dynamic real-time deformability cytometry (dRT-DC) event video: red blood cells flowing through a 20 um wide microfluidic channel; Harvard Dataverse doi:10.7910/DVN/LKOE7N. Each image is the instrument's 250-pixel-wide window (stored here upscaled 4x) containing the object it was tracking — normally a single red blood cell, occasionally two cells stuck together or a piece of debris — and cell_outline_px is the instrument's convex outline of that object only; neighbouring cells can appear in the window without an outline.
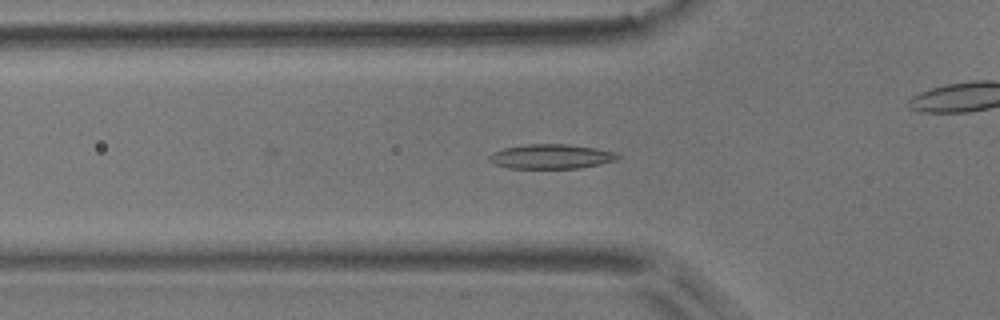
{"species": "common noctule bat (a hibernating species)", "species_latin": "Nyctalus noctula", "temperature_condition": "room temperature", "stored_images_in_passage": 53, "camera_frame_rate_fps": 3000, "um_per_image_px": 0.085, "animal": {"sex": "male", "body_mass_g": 17.9}, "frame": {"image": 1, "passage_image": 15, "time_ms": 4.667, "image_size_px": [1000, 320], "cell_outline_px": [[620, 156], [616, 160], [600, 164], [580, 168], [508, 168], [496, 164], [488, 160], [488, 156], [492, 152], [504, 148], [528, 144], [568, 144], [596, 148], [616, 152]], "centroid_in_image_um": [46.85, 13.3], "position_along_channel_um": 79.0, "area_um2": 18.38}}
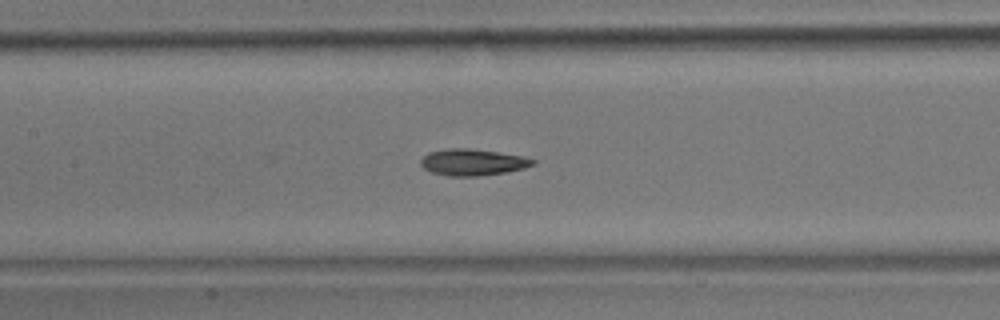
{"frame": {"image": 2, "passage_image": 22, "time_ms": 7.0, "image_size_px": [1000, 320], "cell_outline_px": [[536, 164], [524, 168], [508, 172], [476, 176], [448, 176], [432, 172], [424, 168], [420, 164], [420, 160], [428, 152], [448, 148], [468, 148], [524, 156], [536, 160]], "centroid_in_image_um": [40.19, 13.79], "position_along_channel_um": 167.2, "area_um2": 17.34}}
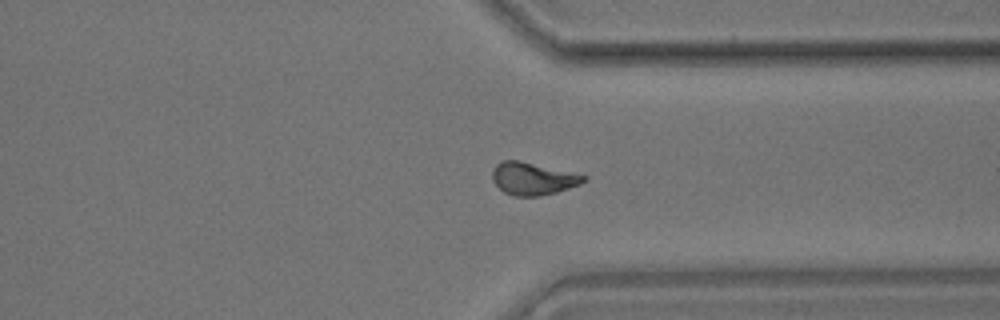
{"frame": {"image": 3, "passage_image": 38, "time_ms": 12.333, "image_size_px": [1000, 320], "cell_outline_px": [[588, 180], [580, 184], [556, 192], [540, 196], [512, 196], [504, 192], [492, 180], [492, 172], [496, 164], [500, 160], [520, 160], [588, 176]], "centroid_in_image_um": [45.29, 15.18], "position_along_channel_um": 366.1, "area_um2": 17.34}, "authors_computed_cell_mechanics": {"area_um2": 17.2822, "velocity_mm_per_s": 3.735, "shape_relaxation_time_tau1_ms": 4.2337, "shape_relaxation_time_tau2_ms": 3.6292, "deformation_change_tau1": 0.1362, "deformation_change_tau2": 0.0988}}